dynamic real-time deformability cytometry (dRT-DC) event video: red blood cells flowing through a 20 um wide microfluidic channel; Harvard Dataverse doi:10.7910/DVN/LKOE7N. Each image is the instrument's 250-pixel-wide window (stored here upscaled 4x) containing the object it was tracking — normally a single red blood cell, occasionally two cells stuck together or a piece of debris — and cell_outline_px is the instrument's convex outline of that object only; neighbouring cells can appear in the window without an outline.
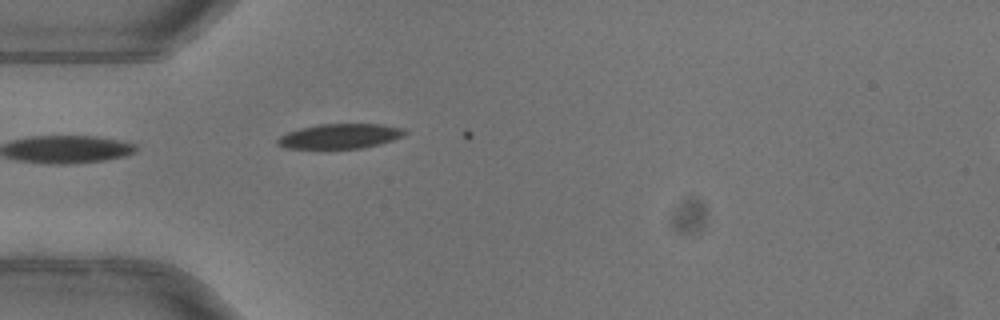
{"species": "common noctule bat (a hibernating species)", "species_latin": "Nyctalus noctula", "temperature_condition": "warm", "stored_images_in_passage": 3, "camera_frame_rate_fps": 3000, "um_per_image_px": 0.085, "animal": {"sex": "female"}, "frame": {"image": 1, "passage_image": 1, "time_ms": 0.0, "image_size_px": [1000, 320], "cell_outline_px": [[408, 132], [404, 136], [392, 140], [360, 148], [284, 148], [276, 144], [276, 140], [280, 136], [288, 132], [300, 128], [320, 124], [380, 124], [404, 128]], "centroid_in_image_um": [28.89, 11.57], "position_along_channel_um": 56.1, "area_um2": 18.26}}